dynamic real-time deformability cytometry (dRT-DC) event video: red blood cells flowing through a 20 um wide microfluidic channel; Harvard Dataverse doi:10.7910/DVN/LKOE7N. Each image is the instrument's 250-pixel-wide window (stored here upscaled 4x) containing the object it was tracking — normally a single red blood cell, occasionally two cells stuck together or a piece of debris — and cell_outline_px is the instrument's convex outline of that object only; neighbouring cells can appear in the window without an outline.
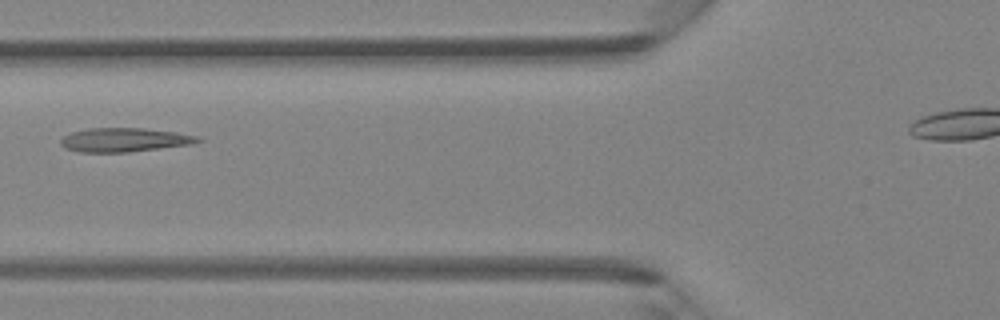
{"species": "Egyptian fruit bat (a non-hibernating species)", "species_latin": "Rousettus aegyptiacus", "temperature_condition": "room temperature", "stored_images_in_passage": 3, "camera_frame_rate_fps": 3000, "um_per_image_px": 0.085, "animal": {"sex": "female"}, "frame": {"image": 1, "passage_image": 3, "time_ms": 2.333, "image_size_px": [1000, 320], "cell_outline_px": [[204, 140], [192, 144], [128, 152], [80, 152], [64, 148], [60, 144], [60, 140], [64, 136], [72, 132], [88, 128], [144, 128], [176, 132], [196, 136]], "centroid_in_image_um": [10.55, 11.89], "position_along_channel_um": 115.2, "area_um2": 19.07}}